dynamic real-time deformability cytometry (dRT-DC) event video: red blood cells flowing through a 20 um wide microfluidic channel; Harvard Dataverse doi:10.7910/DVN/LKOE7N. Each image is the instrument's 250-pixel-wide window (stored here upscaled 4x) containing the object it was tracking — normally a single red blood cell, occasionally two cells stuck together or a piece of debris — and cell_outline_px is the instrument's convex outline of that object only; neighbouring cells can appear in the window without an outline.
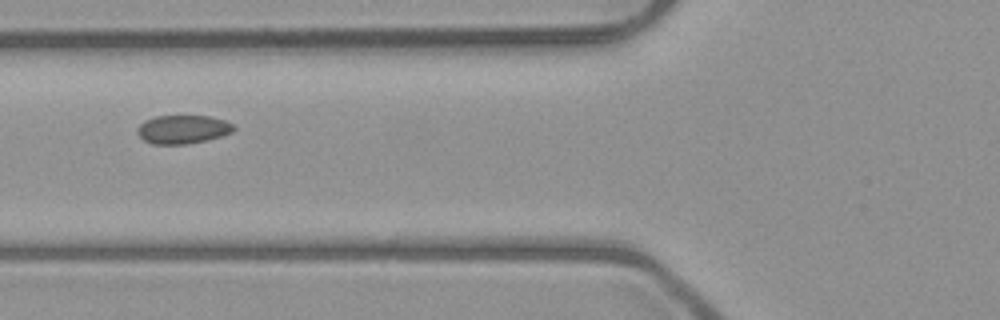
{"species": "common noctule bat (a hibernating species)", "species_latin": "Nyctalus noctula", "temperature_condition": "room temperature", "stored_images_in_passage": 6, "camera_frame_rate_fps": 3000, "um_per_image_px": 0.085, "animal": {"sex": "male", "body_mass_g": 23.1, "forearm_length_mm": 52.7}, "frame": {"image": 1, "passage_image": 5, "time_ms": 4.667, "image_size_px": [1000, 320], "cell_outline_px": [[236, 128], [232, 132], [220, 136], [204, 140], [184, 144], [152, 144], [144, 140], [136, 132], [136, 128], [144, 120], [156, 116], [212, 116], [224, 120], [232, 124]], "centroid_in_image_um": [15.51, 10.98], "position_along_channel_um": 110.3, "area_um2": 15.95}}
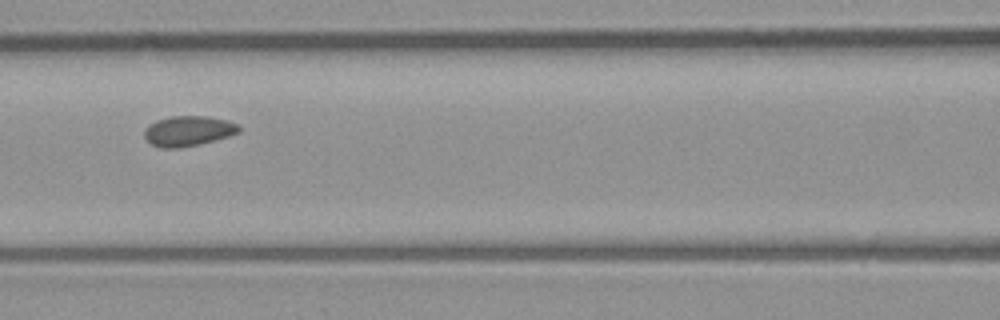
{"frame": {"image": 2, "passage_image": 6, "time_ms": 5.667, "image_size_px": [1000, 320], "cell_outline_px": [[240, 132], [228, 136], [196, 144], [176, 148], [160, 148], [152, 144], [144, 136], [144, 132], [148, 124], [156, 120], [172, 116], [208, 116], [240, 124]], "centroid_in_image_um": [15.98, 11.12], "position_along_channel_um": 150.6, "area_um2": 16.42}}